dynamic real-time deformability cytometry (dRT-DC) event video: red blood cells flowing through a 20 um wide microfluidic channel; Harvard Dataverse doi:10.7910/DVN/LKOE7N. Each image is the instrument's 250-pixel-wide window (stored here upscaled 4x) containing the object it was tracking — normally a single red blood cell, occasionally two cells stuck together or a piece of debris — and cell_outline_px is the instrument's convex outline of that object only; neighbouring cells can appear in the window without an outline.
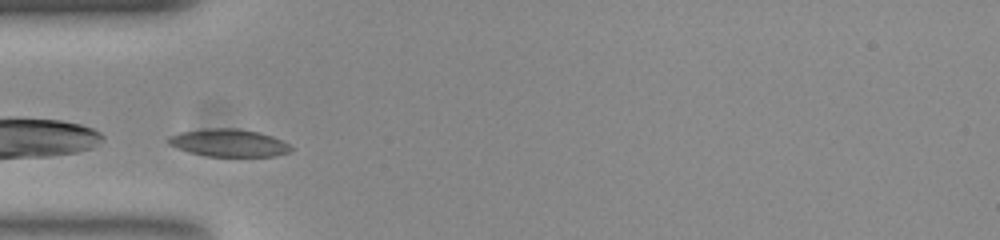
{"species": "common noctule bat (a hibernating species)", "species_latin": "Nyctalus noctula", "temperature_condition": "room temperature", "stored_images_in_passage": 32, "camera_frame_rate_fps": 3000, "um_per_image_px": 0.085, "animal": {"sex": "female", "body_mass_g": 23.0, "forearm_length_mm": 53.4}, "frame": {"image": 1, "passage_image": 1, "time_ms": 0.0, "image_size_px": [1000, 240], "cell_outline_px": [[292, 148], [288, 152], [272, 156], [208, 156], [188, 152], [176, 148], [168, 144], [168, 136], [180, 132], [204, 128], [236, 128], [256, 132], [272, 136], [288, 144]], "centroid_in_image_um": [19.37, 12.14], "position_along_channel_um": 65.6, "area_um2": 19.54}}